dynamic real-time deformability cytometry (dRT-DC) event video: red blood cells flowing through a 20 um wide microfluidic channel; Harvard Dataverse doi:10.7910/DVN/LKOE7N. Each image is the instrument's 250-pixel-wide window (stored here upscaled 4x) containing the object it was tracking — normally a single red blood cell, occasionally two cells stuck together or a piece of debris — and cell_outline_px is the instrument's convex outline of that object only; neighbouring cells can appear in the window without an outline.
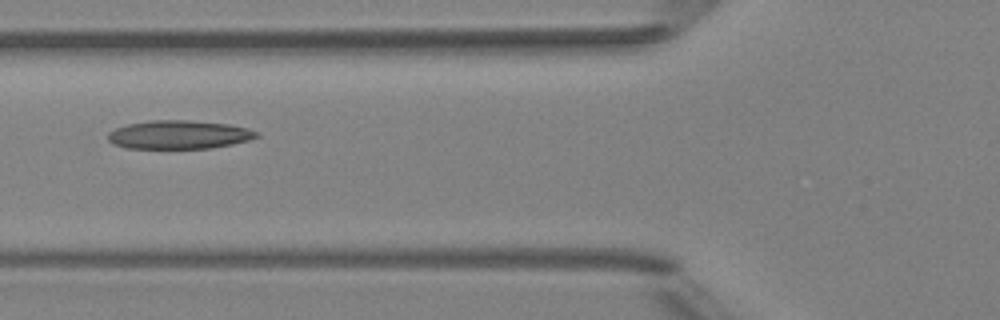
{"species": "Egyptian fruit bat (a non-hibernating species)", "species_latin": "Rousettus aegyptiacus", "temperature_condition": "room temperature", "stored_images_in_passage": 5, "camera_frame_rate_fps": 3000, "um_per_image_px": 0.085, "animal": {"sex": "female"}, "frame": {"image": 1, "passage_image": 5, "time_ms": 5.333, "image_size_px": [1000, 320], "cell_outline_px": [[260, 136], [248, 140], [232, 144], [212, 148], [124, 148], [112, 144], [108, 140], [108, 132], [116, 128], [128, 124], [148, 120], [188, 120], [228, 124], [248, 128], [260, 132]], "centroid_in_image_um": [15.21, 11.44], "position_along_channel_um": 110.6, "area_um2": 24.85}}